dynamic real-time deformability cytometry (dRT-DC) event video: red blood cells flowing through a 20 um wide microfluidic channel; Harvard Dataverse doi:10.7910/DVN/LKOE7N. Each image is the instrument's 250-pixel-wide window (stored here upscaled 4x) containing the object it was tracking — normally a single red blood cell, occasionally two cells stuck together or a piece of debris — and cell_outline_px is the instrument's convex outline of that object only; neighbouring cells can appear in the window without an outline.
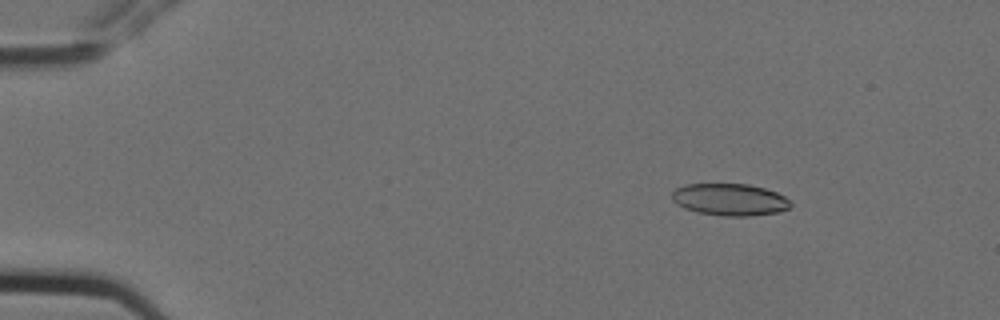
{"species": "Egyptian fruit bat (a non-hibernating species)", "species_latin": "Rousettus aegyptiacus", "temperature_condition": "cold", "stored_images_in_passage": 5, "camera_frame_rate_fps": 3000, "um_per_image_px": 0.085, "animal": {"sex": "female"}, "frame": {"image": 1, "passage_image": 1, "time_ms": 0.0, "image_size_px": [1000, 320], "cell_outline_px": [[792, 204], [788, 208], [780, 212], [748, 216], [724, 216], [696, 212], [684, 208], [676, 204], [672, 200], [672, 192], [676, 188], [684, 184], [748, 184], [764, 188], [776, 192], [792, 200]], "centroid_in_image_um": [62.03, 16.96], "position_along_channel_um": 23.0, "area_um2": 22.31}}
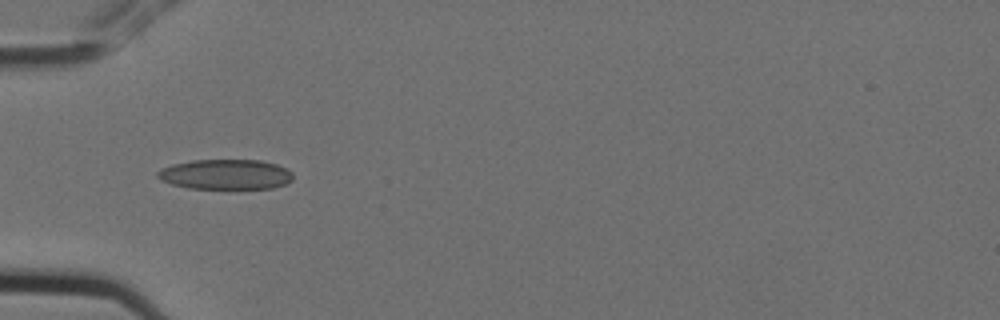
{"frame": {"image": 2, "passage_image": 4, "time_ms": 1.0, "image_size_px": [1000, 320], "cell_outline_px": [[292, 180], [284, 184], [272, 188], [188, 188], [172, 184], [160, 180], [156, 176], [156, 172], [160, 168], [172, 164], [192, 160], [260, 160], [276, 164], [288, 168], [292, 172]], "centroid_in_image_um": [19.15, 14.81], "position_along_channel_um": 65.9, "area_um2": 23.81}}
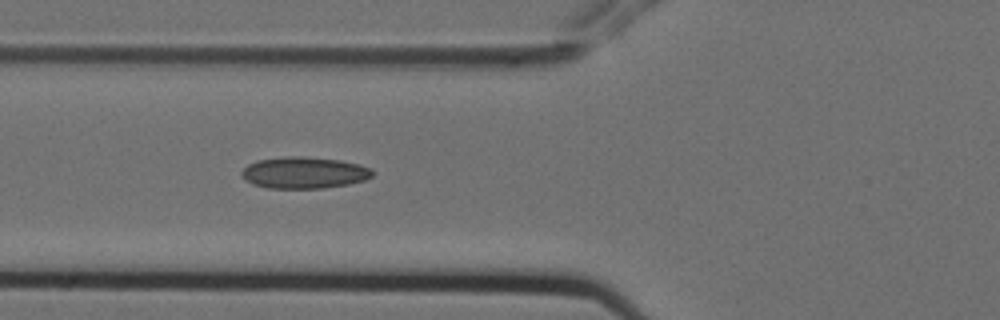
{"frame": {"image": 3, "passage_image": 5, "time_ms": 1.333, "image_size_px": [1000, 320], "cell_outline_px": [[372, 176], [364, 180], [348, 184], [324, 188], [268, 188], [252, 184], [240, 172], [248, 164], [256, 160], [284, 156], [304, 156], [340, 160], [360, 164], [372, 168]], "centroid_in_image_um": [25.86, 14.66], "position_along_channel_um": 99.9, "area_um2": 24.1}}